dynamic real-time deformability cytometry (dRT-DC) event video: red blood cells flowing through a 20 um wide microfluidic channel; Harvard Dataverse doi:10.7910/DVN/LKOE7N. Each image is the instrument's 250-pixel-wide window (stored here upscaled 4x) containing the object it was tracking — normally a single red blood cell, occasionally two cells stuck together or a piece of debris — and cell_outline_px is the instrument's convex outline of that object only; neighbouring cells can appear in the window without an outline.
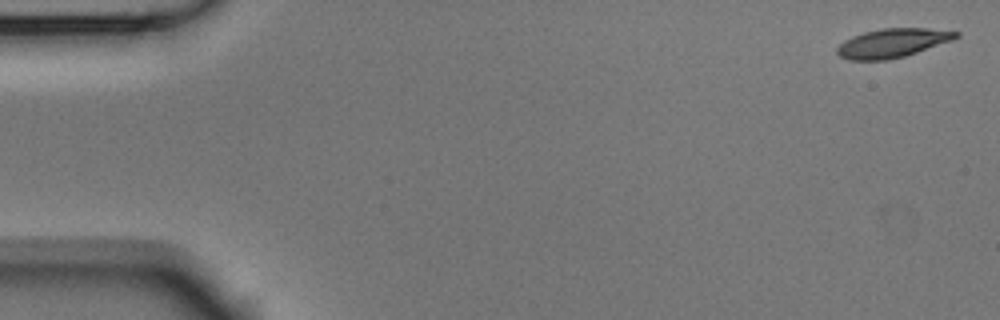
{"species": "Egyptian fruit bat (a non-hibernating species)", "species_latin": "Rousettus aegyptiacus", "temperature_condition": "room temperature", "stored_images_in_passage": 5, "camera_frame_rate_fps": 3000, "um_per_image_px": 0.085, "animal": {"sex": "male"}, "frame": {"image": 1, "passage_image": 1, "time_ms": 0.0, "image_size_px": [1000, 320], "cell_outline_px": [[960, 36], [952, 40], [904, 56], [888, 60], [848, 60], [840, 56], [836, 52], [836, 48], [844, 40], [852, 36], [864, 32], [884, 28], [924, 28], [960, 32]], "centroid_in_image_um": [75.82, 3.66], "position_along_channel_um": 9.2, "area_um2": 19.88}}
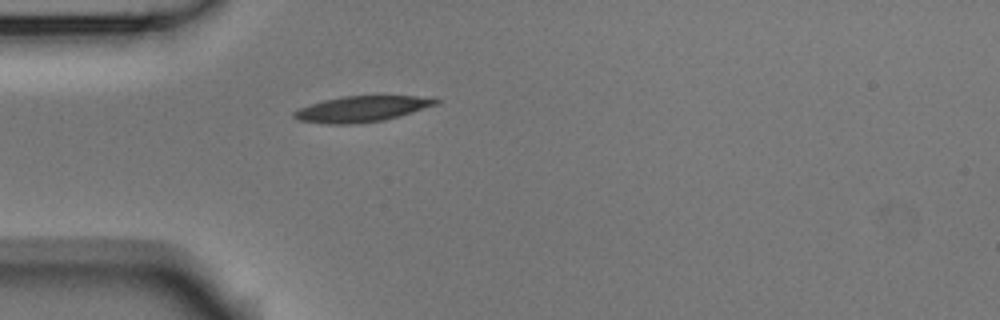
{"frame": {"image": 2, "passage_image": 5, "time_ms": 1.333, "image_size_px": [1000, 320], "cell_outline_px": [[440, 100], [436, 104], [412, 112], [384, 120], [352, 124], [328, 124], [300, 120], [292, 116], [292, 112], [300, 108], [324, 100], [344, 96], [416, 96]], "centroid_in_image_um": [30.71, 9.26], "position_along_channel_um": 54.3, "area_um2": 20.87}}